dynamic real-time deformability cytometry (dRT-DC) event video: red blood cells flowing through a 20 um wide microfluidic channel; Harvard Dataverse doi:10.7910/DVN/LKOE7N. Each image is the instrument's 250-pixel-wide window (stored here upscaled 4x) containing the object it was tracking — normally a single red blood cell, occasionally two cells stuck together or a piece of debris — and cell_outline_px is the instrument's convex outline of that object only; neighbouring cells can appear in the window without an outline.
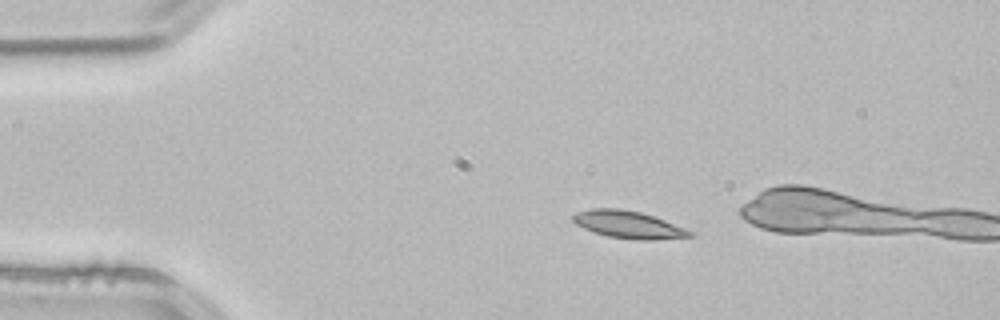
{"species": "common noctule bat (a hibernating species)", "species_latin": "Nyctalus noctula", "temperature_condition": "room temperature", "stored_images_in_passage": 3, "camera_frame_rate_fps": 3000, "um_per_image_px": 0.085, "animal": {"sex": "male", "body_mass_g": 21.5, "forearm_length_mm": 52.0}, "frame": {"image": 1, "passage_image": 1, "time_ms": 0.0, "image_size_px": [1000, 320], "cell_outline_px": [[692, 236], [652, 240], [640, 240], [608, 236], [584, 228], [576, 224], [572, 220], [572, 216], [576, 212], [588, 208], [620, 208], [640, 212], [664, 220], [684, 228], [692, 232]], "centroid_in_image_um": [53.36, 19.07], "position_along_channel_um": 31.6, "area_um2": 18.38}}